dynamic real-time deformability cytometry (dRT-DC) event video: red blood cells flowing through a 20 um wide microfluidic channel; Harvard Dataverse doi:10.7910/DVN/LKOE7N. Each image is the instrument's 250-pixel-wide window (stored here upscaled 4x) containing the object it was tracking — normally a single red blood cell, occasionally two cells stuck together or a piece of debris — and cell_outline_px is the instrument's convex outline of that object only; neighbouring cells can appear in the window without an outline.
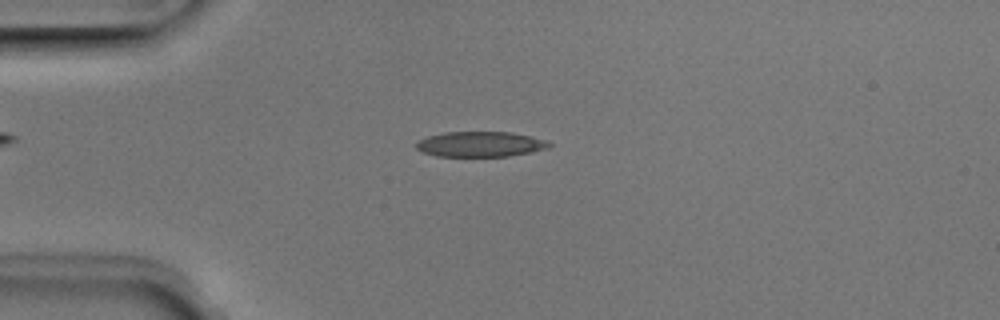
{"species": "Egyptian fruit bat (a non-hibernating species)", "species_latin": "Rousettus aegyptiacus", "temperature_condition": "room temperature", "stored_images_in_passage": 50, "camera_frame_rate_fps": 3000, "um_per_image_px": 0.085, "animal": {"sex": "male"}, "frame": {"image": 1, "passage_image": 12, "time_ms": 3.667, "image_size_px": [1000, 320], "cell_outline_px": [[552, 144], [548, 148], [508, 156], [436, 156], [424, 152], [416, 148], [416, 144], [420, 140], [428, 136], [444, 132], [512, 132], [532, 136], [544, 140]], "centroid_in_image_um": [40.83, 12.25], "position_along_channel_um": 44.2, "area_um2": 19.36}}
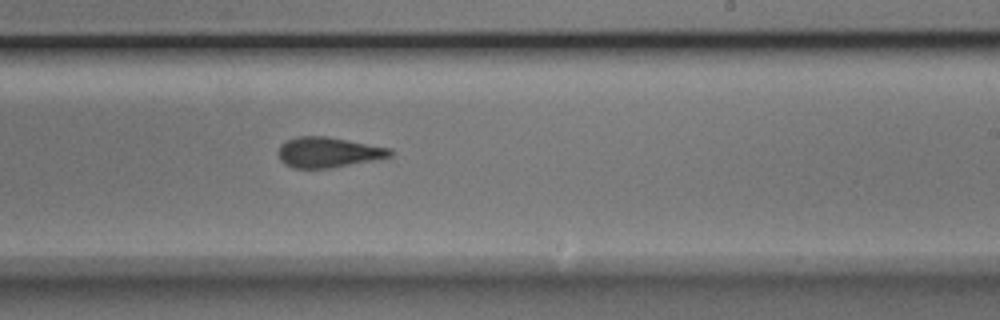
{"frame": {"image": 2, "passage_image": 30, "time_ms": 9.667, "image_size_px": [1000, 320], "cell_outline_px": [[392, 156], [372, 160], [328, 168], [292, 168], [284, 164], [280, 160], [276, 152], [280, 144], [296, 136], [328, 136], [392, 148]], "centroid_in_image_um": [27.85, 12.93], "position_along_channel_um": 261.1, "area_um2": 19.88}}
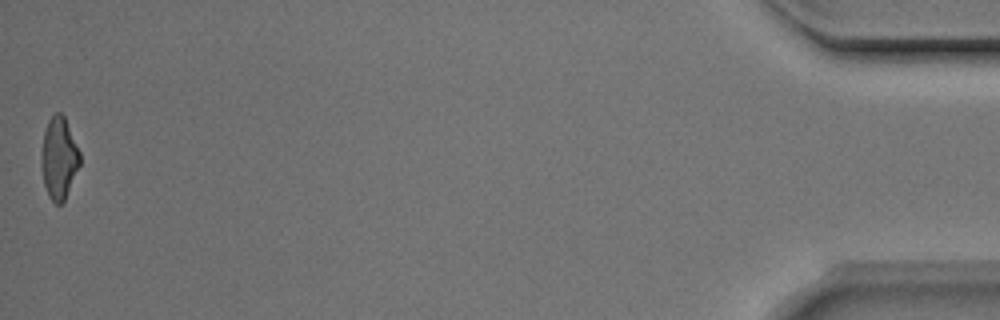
{"frame": {"image": 3, "passage_image": 50, "time_ms": 16.333, "image_size_px": [1000, 320], "cell_outline_px": [[80, 164], [64, 200], [60, 204], [56, 204], [48, 196], [44, 184], [40, 164], [40, 156], [44, 132], [48, 120], [56, 112], [60, 112], [64, 116], [80, 152]], "centroid_in_image_um": [4.99, 13.43], "position_along_channel_um": 430.2, "area_um2": 18.32}, "authors_computed_cell_mechanics": {"area_um2": 19.8832, "velocity_mm_per_s": 3.959, "shape_relaxation_time_tau1_ms": 4.2513, "shape_relaxation_time_tau2_ms": 2.0486, "deformation_change_tau1": 0.1755, "deformation_change_tau2": 0.119}}